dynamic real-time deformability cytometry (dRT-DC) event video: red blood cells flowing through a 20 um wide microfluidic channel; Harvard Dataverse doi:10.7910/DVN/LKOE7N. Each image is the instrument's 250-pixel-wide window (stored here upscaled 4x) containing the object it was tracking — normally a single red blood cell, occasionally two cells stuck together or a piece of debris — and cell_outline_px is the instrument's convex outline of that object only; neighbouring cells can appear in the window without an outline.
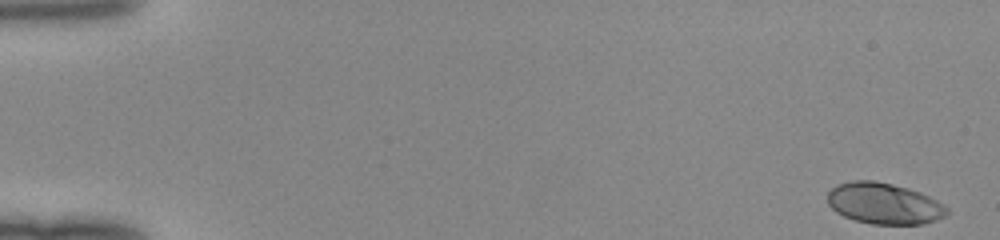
{"species": "human", "species_latin": "Homo sapiens", "temperature_condition": "room temperature", "stored_images_in_passage": 49, "camera_frame_rate_fps": 3000, "um_per_image_px": 0.085, "donor": {"sex": "female"}, "frame": {"image": 1, "passage_image": 1, "time_ms": 0.0, "image_size_px": [1000, 240], "cell_outline_px": [[948, 212], [944, 216], [936, 220], [924, 224], [872, 224], [856, 220], [844, 216], [836, 212], [828, 204], [828, 192], [836, 184], [852, 180], [876, 180], [908, 188], [920, 192], [936, 200], [948, 208]], "centroid_in_image_um": [75.13, 17.29], "position_along_channel_um": 9.9, "area_um2": 28.67}}
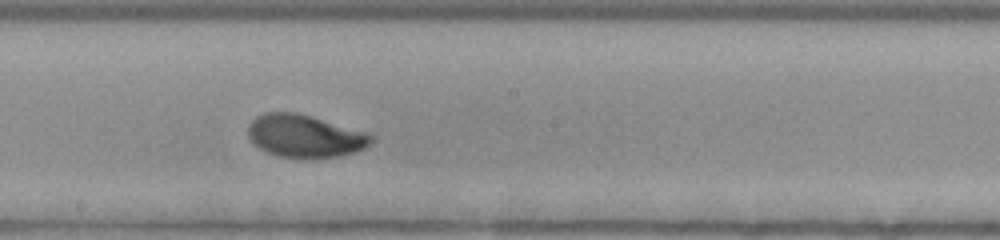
{"frame": {"image": 2, "passage_image": 28, "time_ms": 9.0, "image_size_px": [1000, 240], "cell_outline_px": [[372, 140], [364, 148], [340, 156], [276, 156], [252, 144], [248, 136], [248, 124], [256, 116], [264, 112], [296, 112], [312, 116], [368, 132], [372, 136]], "centroid_in_image_um": [25.86, 11.52], "position_along_channel_um": 222.3, "area_um2": 30.23}}
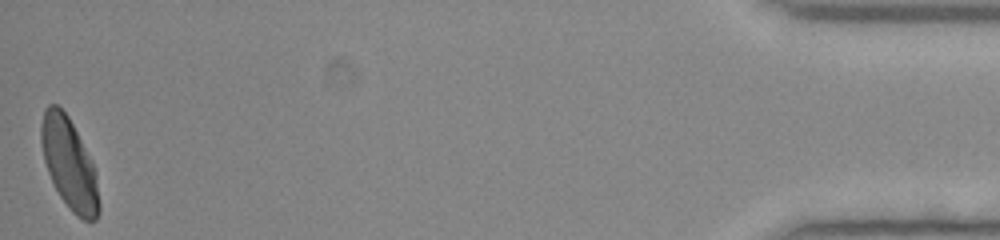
{"frame": {"image": 3, "passage_image": 49, "time_ms": 16.0, "image_size_px": [1000, 240], "cell_outline_px": [[100, 212], [96, 220], [84, 220], [76, 216], [72, 212], [60, 196], [48, 172], [44, 160], [40, 140], [40, 124], [44, 108], [48, 104], [56, 104], [68, 116], [92, 160], [96, 172], [100, 204]], "centroid_in_image_um": [5.89, 13.92], "position_along_channel_um": 429.3, "area_um2": 30.75}}